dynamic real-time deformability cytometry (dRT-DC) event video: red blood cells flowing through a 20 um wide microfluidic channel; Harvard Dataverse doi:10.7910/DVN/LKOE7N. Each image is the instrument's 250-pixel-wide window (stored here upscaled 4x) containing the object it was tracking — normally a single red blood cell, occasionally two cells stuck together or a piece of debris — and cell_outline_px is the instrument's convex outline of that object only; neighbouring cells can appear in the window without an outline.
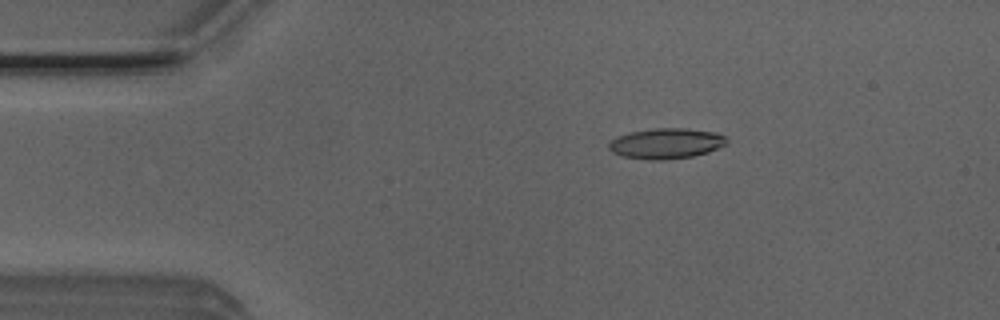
{"species": "Egyptian fruit bat (a non-hibernating species)", "species_latin": "Rousettus aegyptiacus", "temperature_condition": "room temperature", "stored_images_in_passage": 46, "camera_frame_rate_fps": 3000, "um_per_image_px": 0.085, "animal": {"sex": "male"}, "frame": {"image": 1, "passage_image": 3, "time_ms": 0.667, "image_size_px": [1000, 320], "cell_outline_px": [[728, 140], [724, 144], [708, 152], [692, 156], [664, 160], [648, 160], [620, 156], [612, 152], [608, 148], [608, 144], [616, 136], [628, 132], [656, 128], [688, 128], [716, 132], [724, 136]], "centroid_in_image_um": [56.57, 12.19], "position_along_channel_um": 28.4, "area_um2": 21.04}}
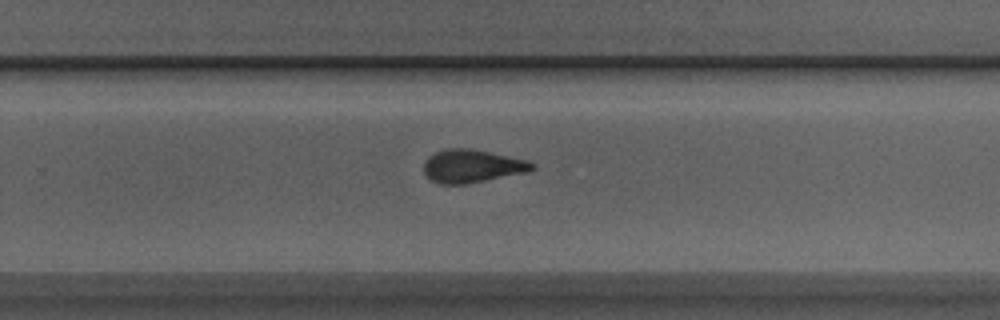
{"frame": {"image": 2, "passage_image": 27, "time_ms": 8.667, "image_size_px": [1000, 320], "cell_outline_px": [[536, 168], [528, 172], [464, 184], [440, 184], [432, 180], [424, 172], [424, 160], [428, 156], [436, 152], [448, 148], [468, 148], [528, 160], [536, 164]], "centroid_in_image_um": [40.14, 14.11], "position_along_channel_um": 289.7, "area_um2": 20.75}}
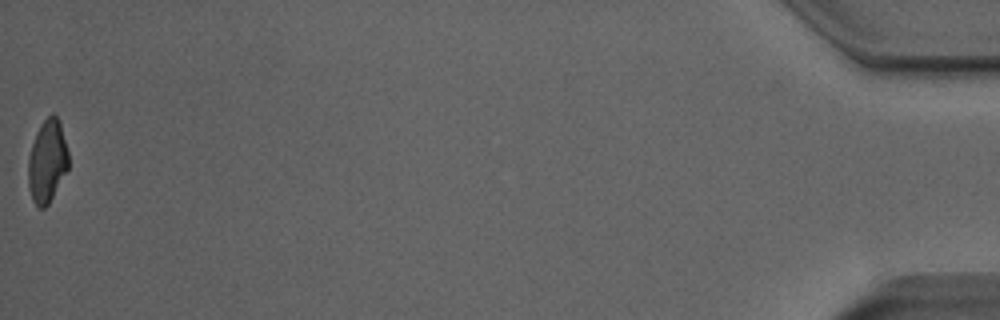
{"frame": {"image": 3, "passage_image": 46, "time_ms": 15.0, "image_size_px": [1000, 320], "cell_outline_px": [[68, 168], [48, 204], [44, 208], [40, 208], [32, 200], [28, 188], [28, 160], [32, 144], [36, 132], [40, 124], [52, 112], [60, 120], [68, 152]], "centroid_in_image_um": [4.0, 13.68], "position_along_channel_um": 431.2, "area_um2": 19.36}, "authors_computed_cell_mechanics": {"area_um2": 20.6635, "velocity_mm_per_s": 3.9207, "shape_relaxation_time_tau1_ms": 6.0543, "shape_relaxation_time_tau2_ms": 1.9278, "deformation_change_tau1": 0.2194, "deformation_change_tau2": 0.1039}}